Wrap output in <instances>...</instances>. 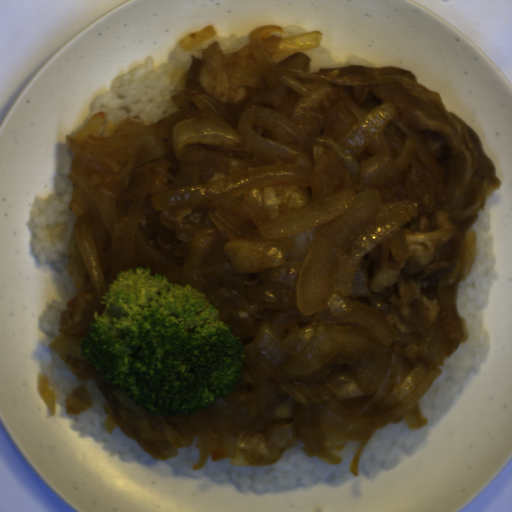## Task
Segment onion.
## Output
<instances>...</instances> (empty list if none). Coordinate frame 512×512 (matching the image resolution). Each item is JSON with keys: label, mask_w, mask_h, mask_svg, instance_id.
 Instances as JSON below:
<instances>
[{"label": "onion", "mask_w": 512, "mask_h": 512, "mask_svg": "<svg viewBox=\"0 0 512 512\" xmlns=\"http://www.w3.org/2000/svg\"><path fill=\"white\" fill-rule=\"evenodd\" d=\"M36 385L39 395L43 402L45 403L49 414L55 416L57 397L55 392L51 389L46 376H43L41 374L38 375Z\"/></svg>", "instance_id": "obj_3"}, {"label": "onion", "mask_w": 512, "mask_h": 512, "mask_svg": "<svg viewBox=\"0 0 512 512\" xmlns=\"http://www.w3.org/2000/svg\"><path fill=\"white\" fill-rule=\"evenodd\" d=\"M247 40L233 53L239 61L232 79L257 90L261 106L241 112L236 128L224 123L217 101L189 94L185 73L179 95L203 114L179 121L169 147L157 146L151 125L128 116L111 136L102 137L106 112L63 136L73 159L66 175L73 186L67 268L79 293H92V304L78 323L61 324L48 345L87 382L94 370L81 344L119 274L149 269L170 283L187 285V272L202 265L220 237L227 238L226 256L241 274L300 263L297 309L313 321L286 336L262 324L253 340L241 344V375L226 395L185 415H154L112 384L120 419L113 418L104 400L103 409L156 461L192 445L199 455L195 470L222 458L235 467L273 465L284 450L301 445L306 456L333 465L342 461L344 445L358 443L349 469L357 478L373 433L397 422L411 430L426 425L421 402L446 360L440 319L421 340V360L405 363L394 345L413 343L415 337L393 329L376 307L353 296L366 254L420 215L421 208L415 200L385 203L381 190L351 189L270 220L265 209L247 201L250 190L313 184L308 167L294 165L305 145L300 124L307 111L338 89L310 69L305 54L321 45V30L289 35L275 24L262 25ZM190 144L239 148L273 166L165 191L136 200L126 211L116 207L138 165L167 154L179 160ZM191 204L212 209L214 227L196 235L184 265H175L137 236L138 215Z\"/></svg>", "instance_id": "obj_1"}, {"label": "onion", "mask_w": 512, "mask_h": 512, "mask_svg": "<svg viewBox=\"0 0 512 512\" xmlns=\"http://www.w3.org/2000/svg\"><path fill=\"white\" fill-rule=\"evenodd\" d=\"M217 34L216 28L211 24L197 32L189 33L180 39L178 45L183 51L188 50L203 44Z\"/></svg>", "instance_id": "obj_2"}]
</instances>
